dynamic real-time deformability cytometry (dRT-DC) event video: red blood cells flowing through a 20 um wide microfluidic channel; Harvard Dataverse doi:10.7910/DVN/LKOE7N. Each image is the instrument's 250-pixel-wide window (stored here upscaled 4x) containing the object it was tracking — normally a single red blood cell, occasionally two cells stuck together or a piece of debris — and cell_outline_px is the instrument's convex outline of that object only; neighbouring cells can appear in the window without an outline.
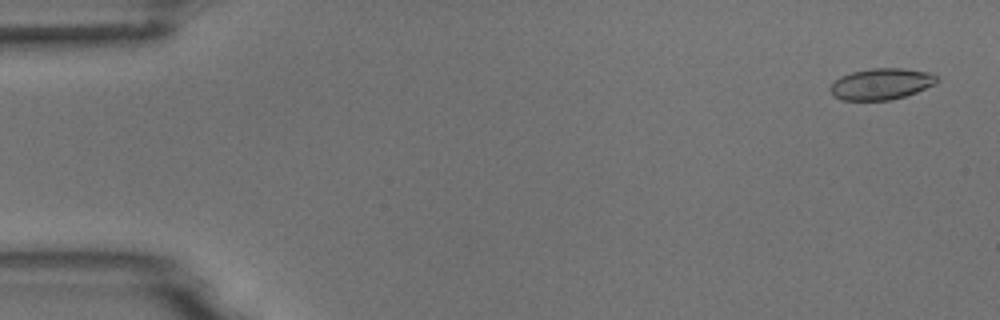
{"species": "common noctule bat (a hibernating species)", "species_latin": "Nyctalus noctula", "temperature_condition": "room temperature", "stored_images_in_passage": 4, "camera_frame_rate_fps": 3000, "um_per_image_px": 0.085, "animal": {"sex": "male", "body_mass_g": 18.8}, "frame": {"image": 1, "passage_image": 1, "time_ms": 0.0, "image_size_px": [1000, 320], "cell_outline_px": [[936, 84], [916, 92], [904, 96], [888, 100], [840, 100], [832, 96], [828, 88], [840, 76], [852, 72], [872, 68], [900, 68], [928, 72], [936, 76]], "centroid_in_image_um": [74.85, 7.14], "position_along_channel_um": 10.1, "area_um2": 19.36}}
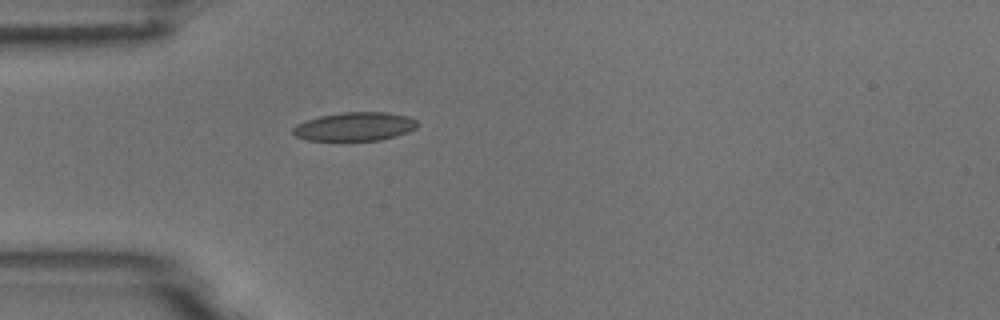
{"frame": {"image": 2, "passage_image": 4, "time_ms": 4.333, "image_size_px": [1000, 320], "cell_outline_px": [[420, 124], [416, 128], [408, 132], [396, 136], [380, 140], [344, 144], [304, 140], [296, 136], [292, 132], [292, 128], [296, 124], [304, 120], [320, 116], [344, 112], [388, 112], [408, 116], [416, 120]], "centroid_in_image_um": [30.11, 10.81], "position_along_channel_um": 54.9, "area_um2": 22.02}}